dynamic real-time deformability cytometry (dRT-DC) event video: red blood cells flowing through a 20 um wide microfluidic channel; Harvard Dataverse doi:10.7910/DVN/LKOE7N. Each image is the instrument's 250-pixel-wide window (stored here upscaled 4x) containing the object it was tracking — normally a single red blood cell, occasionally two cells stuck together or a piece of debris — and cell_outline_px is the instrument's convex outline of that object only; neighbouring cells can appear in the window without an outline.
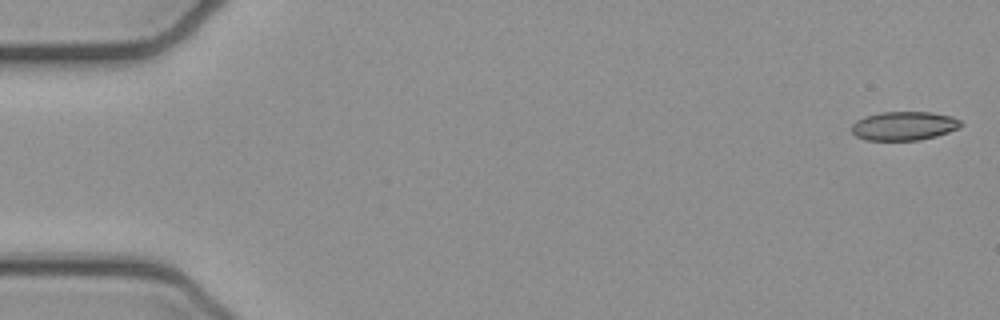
{"species": "common noctule bat (a hibernating species)", "species_latin": "Nyctalus noctula", "temperature_condition": "cold", "stored_images_in_passage": 51, "camera_frame_rate_fps": 3000, "um_per_image_px": 0.085, "animal": {"sex": "female", "body_mass_g": 21.9}, "frame": {"image": 1, "passage_image": 1, "time_ms": 0.0, "image_size_px": [1000, 320], "cell_outline_px": [[964, 124], [960, 128], [936, 136], [920, 140], [868, 140], [856, 136], [852, 132], [852, 124], [856, 120], [864, 116], [880, 112], [932, 112], [952, 116], [960, 120]], "centroid_in_image_um": [76.86, 10.69], "position_along_channel_um": 8.1, "area_um2": 18.5}}
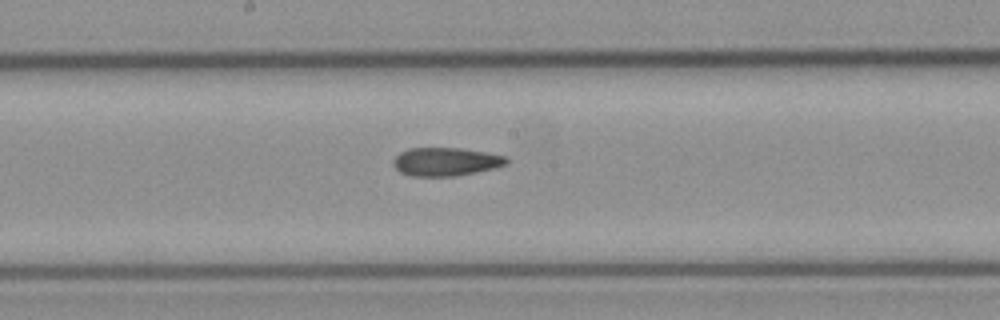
{"frame": {"image": 2, "passage_image": 27, "time_ms": 8.667, "image_size_px": [1000, 320], "cell_outline_px": [[508, 164], [496, 168], [456, 176], [408, 176], [400, 172], [392, 164], [392, 160], [400, 152], [408, 148], [460, 148], [508, 156]], "centroid_in_image_um": [37.89, 13.75], "position_along_channel_um": 210.3, "area_um2": 18.9}}
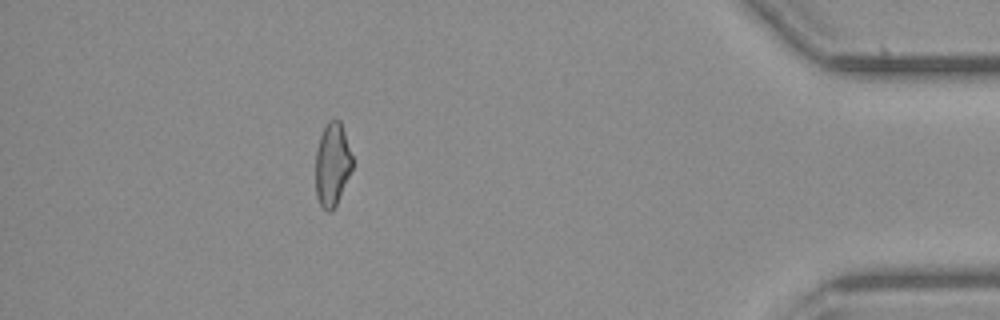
{"frame": {"image": 3, "passage_image": 46, "time_ms": 15.0, "image_size_px": [1000, 320], "cell_outline_px": [[352, 168], [336, 204], [332, 212], [328, 212], [320, 204], [316, 196], [316, 148], [320, 136], [328, 120], [340, 120], [352, 156]], "centroid_in_image_um": [28.23, 13.98], "position_along_channel_um": 407.0, "area_um2": 17.57}, "authors_computed_cell_mechanics": {"area_um2": 19.074, "velocity_mm_per_s": 3.9449, "shape_relaxation_time_tau1_ms": null, "shape_relaxation_time_tau2_ms": 3.9725, "deformation_change_tau1": null, "deformation_change_tau2": 0.123}}